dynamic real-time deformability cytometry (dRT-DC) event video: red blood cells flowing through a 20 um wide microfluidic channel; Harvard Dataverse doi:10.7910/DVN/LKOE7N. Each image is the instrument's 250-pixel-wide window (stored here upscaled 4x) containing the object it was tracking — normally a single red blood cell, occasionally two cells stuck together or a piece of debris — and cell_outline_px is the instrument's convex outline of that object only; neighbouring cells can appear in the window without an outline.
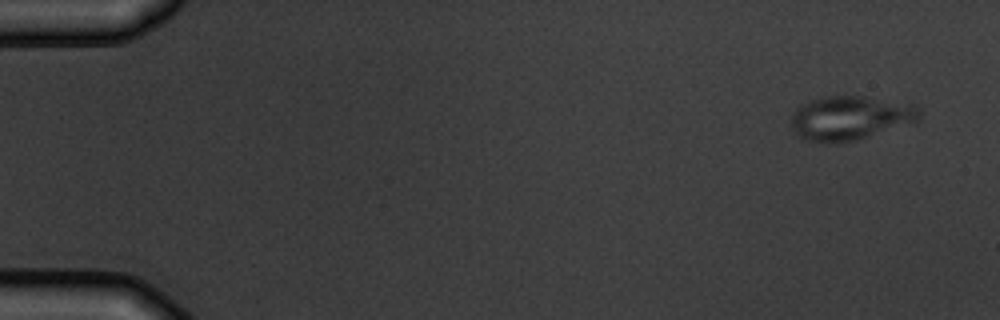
{"species": "common noctule bat (a hibernating species)", "species_latin": "Nyctalus noctula", "temperature_condition": "warm", "stored_images_in_passage": 6, "camera_frame_rate_fps": 3000, "um_per_image_px": 0.085, "animal": {"sex": "male", "body_mass_g": 19.5, "forearm_length_mm": 54.6}, "frame": {"image": 1, "passage_image": 1, "time_ms": 0.0, "image_size_px": [1000, 320], "cell_outline_px": [[920, 120], [856, 140], [828, 144], [824, 144], [804, 140], [796, 136], [792, 128], [792, 112], [796, 108], [808, 100], [824, 96], [864, 96], [916, 104], [920, 108]], "centroid_in_image_um": [72.23, 10.03], "position_along_channel_um": 12.8, "area_um2": 33.41}}